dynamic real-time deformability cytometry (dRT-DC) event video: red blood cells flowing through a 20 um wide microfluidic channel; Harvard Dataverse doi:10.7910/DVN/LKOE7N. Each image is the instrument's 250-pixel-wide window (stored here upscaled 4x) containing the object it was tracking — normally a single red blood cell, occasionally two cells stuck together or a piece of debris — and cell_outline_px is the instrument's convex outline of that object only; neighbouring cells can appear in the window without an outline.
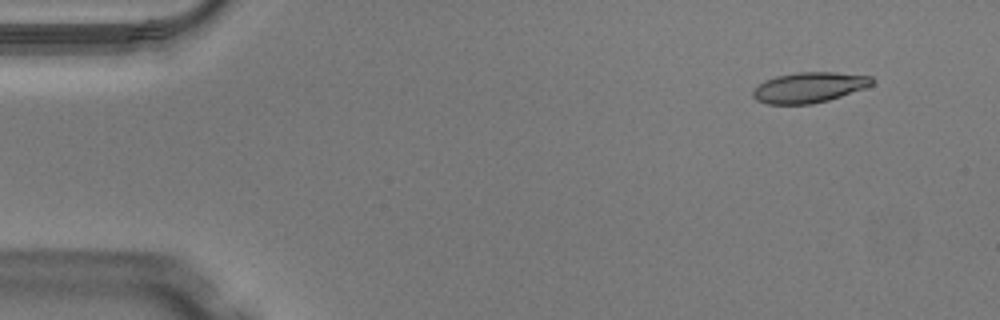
{"species": "Egyptian fruit bat (a non-hibernating species)", "species_latin": "Rousettus aegyptiacus", "temperature_condition": "warm", "stored_images_in_passage": 46, "camera_frame_rate_fps": 3000, "um_per_image_px": 0.085, "animal": {"sex": "male"}, "frame": {"image": 1, "passage_image": 1, "time_ms": 0.0, "image_size_px": [1000, 320], "cell_outline_px": [[872, 84], [864, 88], [828, 100], [812, 104], [768, 104], [756, 100], [752, 96], [752, 88], [764, 80], [776, 76], [796, 72], [836, 72], [872, 76]], "centroid_in_image_um": [68.71, 7.42], "position_along_channel_um": 16.3, "area_um2": 21.15}}
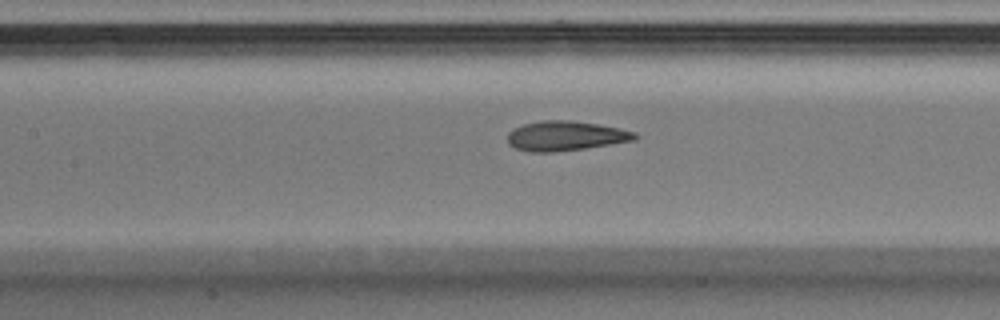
{"frame": {"image": 2, "passage_image": 19, "time_ms": 6.0, "image_size_px": [1000, 320], "cell_outline_px": [[640, 136], [636, 140], [584, 148], [552, 152], [532, 152], [516, 148], [508, 144], [508, 132], [524, 124], [540, 120], [568, 120], [596, 124], [620, 128], [636, 132]], "centroid_in_image_um": [48.1, 11.55], "position_along_channel_um": 159.3, "area_um2": 21.91}}
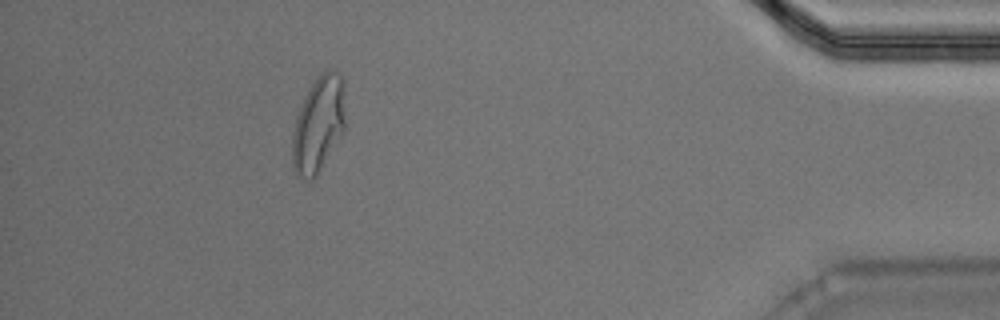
{"frame": {"image": 3, "passage_image": 41, "time_ms": 13.333, "image_size_px": [1000, 320], "cell_outline_px": [[344, 132], [316, 176], [312, 180], [308, 180], [296, 176], [292, 168], [292, 132], [296, 116], [304, 96], [308, 88], [324, 68], [328, 68], [340, 72], [344, 88]], "centroid_in_image_um": [27.05, 10.55], "position_along_channel_um": 408.2, "area_um2": 30.17}, "authors_computed_cell_mechanics": {"area_um2": 22.1952, "velocity_mm_per_s": 4.1027, "shape_relaxation_time_tau1_ms": null, "shape_relaxation_time_tau2_ms": 1.3539, "deformation_change_tau1": null, "deformation_change_tau2": 0.0891}}